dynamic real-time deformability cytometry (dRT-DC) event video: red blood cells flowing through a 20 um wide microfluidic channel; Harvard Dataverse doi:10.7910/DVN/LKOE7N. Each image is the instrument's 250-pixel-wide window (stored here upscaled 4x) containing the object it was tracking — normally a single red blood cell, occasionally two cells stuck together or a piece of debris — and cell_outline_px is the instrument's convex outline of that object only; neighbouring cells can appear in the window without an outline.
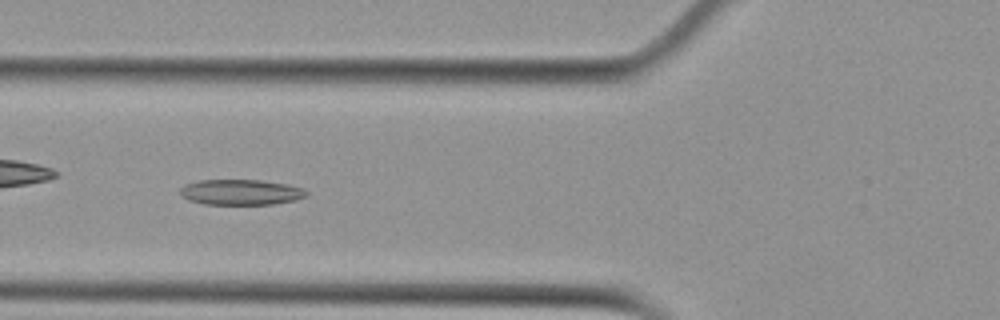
{"species": "Egyptian fruit bat (a non-hibernating species)", "species_latin": "Rousettus aegyptiacus", "temperature_condition": "cold", "stored_images_in_passage": 41, "camera_frame_rate_fps": 3000, "um_per_image_px": 0.085, "animal": {"sex": "female"}, "frame": {"image": 1, "passage_image": 7, "time_ms": 2.0, "image_size_px": [1000, 320], "cell_outline_px": [[308, 196], [296, 200], [272, 204], [204, 204], [188, 200], [180, 196], [180, 188], [184, 184], [200, 180], [260, 180], [288, 184], [304, 188], [308, 192]], "centroid_in_image_um": [20.48, 16.33], "position_along_channel_um": 105.3, "area_um2": 18.96}, "authors_computed_cell_mechanics": {"area_um2": 18.9584, "velocity_mm_per_s": 3.7413, "shape_relaxation_time_tau1_ms": null, "shape_relaxation_time_tau2_ms": 6.4145, "deformation_change_tau1": null, "deformation_change_tau2": 0.1426}}